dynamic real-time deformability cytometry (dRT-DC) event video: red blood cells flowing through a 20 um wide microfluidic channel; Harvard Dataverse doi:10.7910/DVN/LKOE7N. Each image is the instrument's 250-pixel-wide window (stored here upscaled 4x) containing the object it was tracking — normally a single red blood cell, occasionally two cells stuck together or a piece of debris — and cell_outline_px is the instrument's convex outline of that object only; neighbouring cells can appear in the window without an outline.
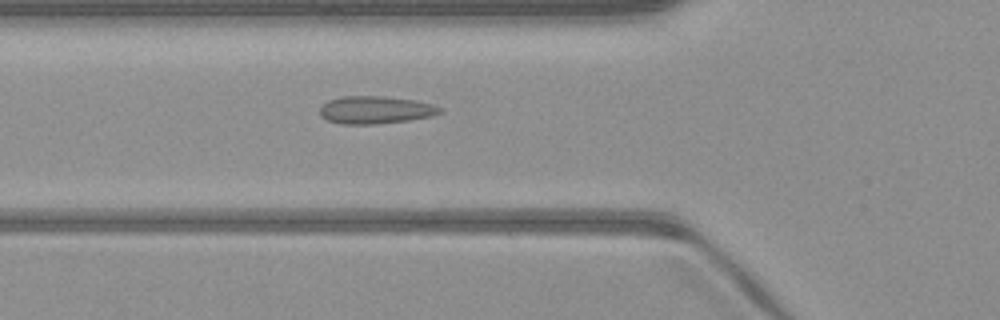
{"species": "common noctule bat (a hibernating species)", "species_latin": "Nyctalus noctula", "temperature_condition": "warm", "stored_images_in_passage": 33, "camera_frame_rate_fps": 3000, "um_per_image_px": 0.085, "animal": {"sex": "male", "body_mass_g": 23.1, "forearm_length_mm": 52.7}, "frame": {"image": 1, "passage_image": 6, "time_ms": 1.667, "image_size_px": [1000, 320], "cell_outline_px": [[444, 112], [432, 116], [408, 120], [376, 124], [340, 124], [328, 120], [320, 116], [320, 108], [328, 100], [340, 96], [384, 96], [416, 100], [432, 104], [440, 108]], "centroid_in_image_um": [31.91, 9.34], "position_along_channel_um": 93.9, "area_um2": 19.42}}
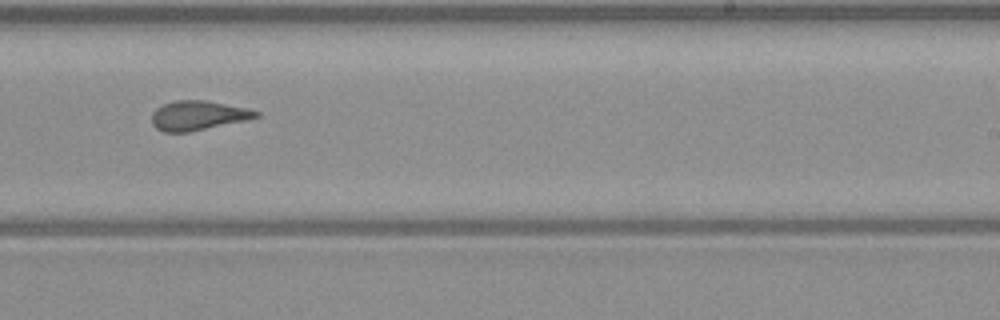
{"frame": {"image": 2, "passage_image": 19, "time_ms": 6.0, "image_size_px": [1000, 320], "cell_outline_px": [[260, 116], [248, 120], [188, 132], [164, 132], [156, 128], [152, 124], [152, 112], [156, 108], [164, 104], [176, 100], [204, 100], [248, 108], [260, 112]], "centroid_in_image_um": [16.84, 9.82], "position_along_channel_um": 272.2, "area_um2": 17.92}}
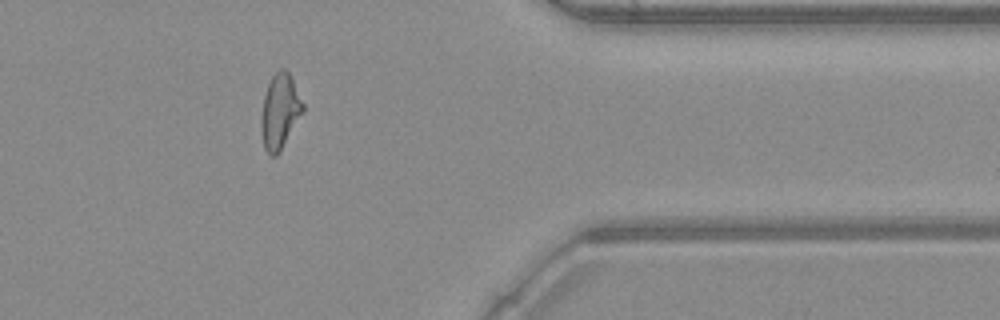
{"frame": {"image": 3, "passage_image": 29, "time_ms": 9.333, "image_size_px": [1000, 320], "cell_outline_px": [[304, 112], [280, 152], [276, 156], [268, 156], [264, 148], [260, 124], [260, 120], [264, 96], [268, 84], [272, 76], [280, 68], [288, 68], [304, 104]], "centroid_in_image_um": [23.8, 9.47], "position_along_channel_um": 387.6, "area_um2": 18.61}}